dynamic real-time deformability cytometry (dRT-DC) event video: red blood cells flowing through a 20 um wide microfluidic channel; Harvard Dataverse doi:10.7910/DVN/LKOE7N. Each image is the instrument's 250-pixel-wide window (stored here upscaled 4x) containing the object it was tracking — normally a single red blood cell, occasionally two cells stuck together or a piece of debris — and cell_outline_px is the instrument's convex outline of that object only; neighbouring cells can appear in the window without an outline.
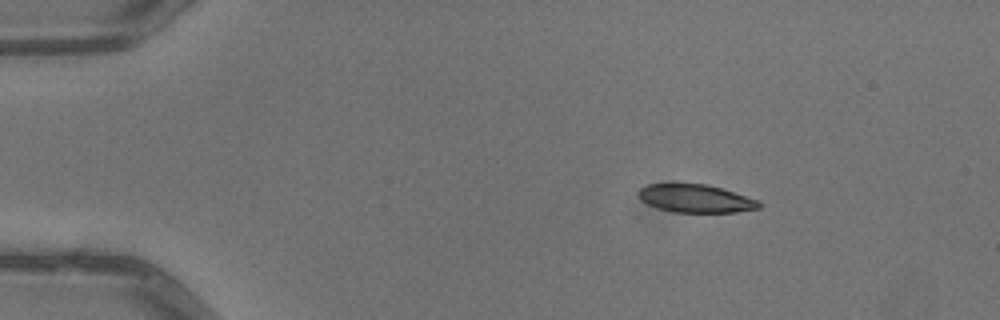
{"species": "common noctule bat (a hibernating species)", "species_latin": "Nyctalus noctula", "temperature_condition": "warm", "stored_images_in_passage": 4, "camera_frame_rate_fps": 3000, "um_per_image_px": 0.085, "animal": {"sex": "male", "body_mass_g": 13.3}, "frame": {"image": 1, "passage_image": 2, "time_ms": 0.333, "image_size_px": [1000, 320], "cell_outline_px": [[760, 208], [736, 212], [672, 212], [656, 208], [640, 200], [636, 192], [640, 188], [648, 184], [708, 184], [760, 200]], "centroid_in_image_um": [59.11, 16.87], "position_along_channel_um": 25.9, "area_um2": 19.83}}